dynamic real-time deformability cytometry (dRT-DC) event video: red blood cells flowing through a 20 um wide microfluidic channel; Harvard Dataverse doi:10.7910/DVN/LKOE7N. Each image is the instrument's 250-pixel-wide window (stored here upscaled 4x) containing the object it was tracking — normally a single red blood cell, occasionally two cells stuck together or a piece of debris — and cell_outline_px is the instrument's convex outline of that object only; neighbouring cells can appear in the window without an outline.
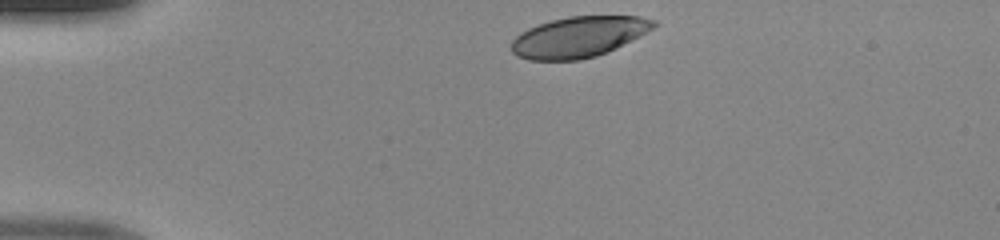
{"species": "human", "species_latin": "Homo sapiens", "temperature_condition": "room temperature", "stored_images_in_passage": 32, "camera_frame_rate_fps": 3000, "um_per_image_px": 0.085, "donor": {"sex": "male"}, "frame": {"image": 1, "passage_image": 1, "time_ms": 0.0, "image_size_px": [1000, 240], "cell_outline_px": [[656, 24], [652, 28], [640, 36], [596, 56], [580, 60], [528, 60], [516, 56], [512, 52], [512, 40], [520, 32], [528, 28], [552, 20], [568, 16], [640, 16], [656, 20]], "centroid_in_image_um": [49.16, 3.14], "position_along_channel_um": 35.8, "area_um2": 33.52}}
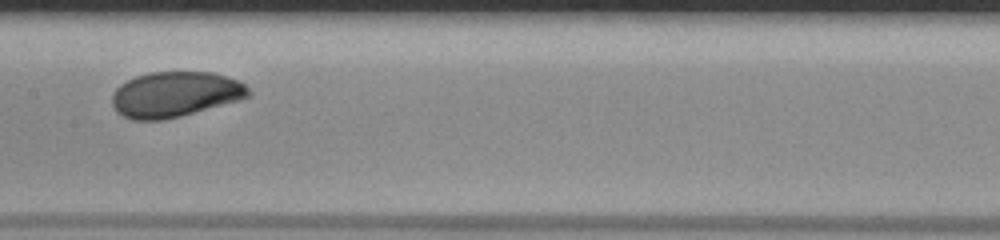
{"frame": {"image": 2, "passage_image": 16, "time_ms": 5.0, "image_size_px": [1000, 240], "cell_outline_px": [[252, 96], [240, 100], [180, 116], [164, 120], [132, 120], [116, 112], [112, 104], [112, 92], [120, 84], [136, 76], [148, 72], [212, 72], [240, 80], [252, 92]], "centroid_in_image_um": [14.89, 8.02], "position_along_channel_um": 192.5, "area_um2": 36.36}}
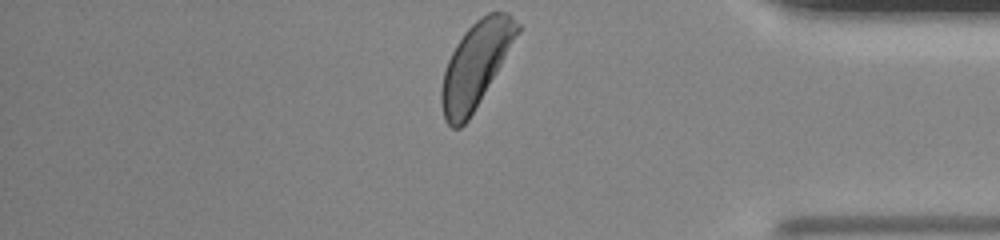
{"frame": {"image": 3, "passage_image": 32, "time_ms": 10.333, "image_size_px": [1000, 240], "cell_outline_px": [[520, 32], [468, 120], [460, 128], [452, 128], [444, 120], [440, 104], [440, 92], [444, 72], [448, 60], [456, 44], [464, 32], [480, 16], [488, 12], [508, 12], [520, 24]], "centroid_in_image_um": [40.42, 5.5], "position_along_channel_um": 394.8, "area_um2": 37.17}}